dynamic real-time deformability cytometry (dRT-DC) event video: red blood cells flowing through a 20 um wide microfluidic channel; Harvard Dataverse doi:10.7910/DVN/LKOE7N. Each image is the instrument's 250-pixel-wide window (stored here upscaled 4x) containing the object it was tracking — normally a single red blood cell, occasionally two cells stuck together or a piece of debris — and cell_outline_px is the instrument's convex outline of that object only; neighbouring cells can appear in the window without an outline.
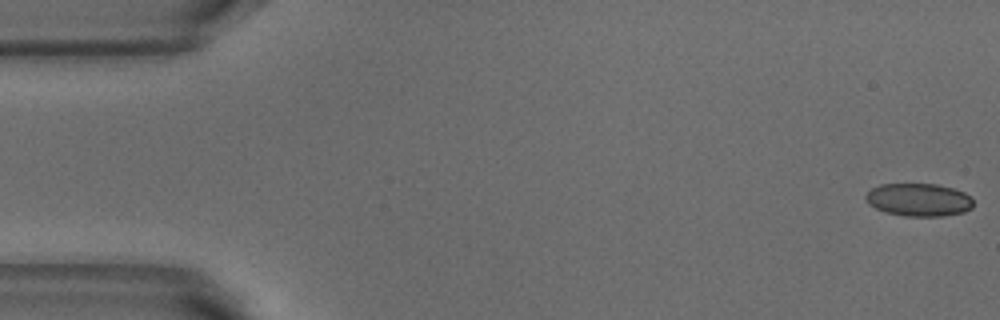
{"species": "common noctule bat (a hibernating species)", "species_latin": "Nyctalus noctula", "temperature_condition": "warm", "stored_images_in_passage": 9, "camera_frame_rate_fps": 3000, "um_per_image_px": 0.085, "animal": {"sex": "male", "body_mass_g": 18.8}, "frame": {"image": 1, "passage_image": 1, "time_ms": 0.0, "image_size_px": [1000, 320], "cell_outline_px": [[972, 208], [964, 212], [944, 216], [904, 216], [884, 212], [868, 204], [864, 196], [872, 188], [880, 184], [936, 184], [952, 188], [964, 192], [972, 200]], "centroid_in_image_um": [78.07, 16.99], "position_along_channel_um": 6.9, "area_um2": 20.63}}